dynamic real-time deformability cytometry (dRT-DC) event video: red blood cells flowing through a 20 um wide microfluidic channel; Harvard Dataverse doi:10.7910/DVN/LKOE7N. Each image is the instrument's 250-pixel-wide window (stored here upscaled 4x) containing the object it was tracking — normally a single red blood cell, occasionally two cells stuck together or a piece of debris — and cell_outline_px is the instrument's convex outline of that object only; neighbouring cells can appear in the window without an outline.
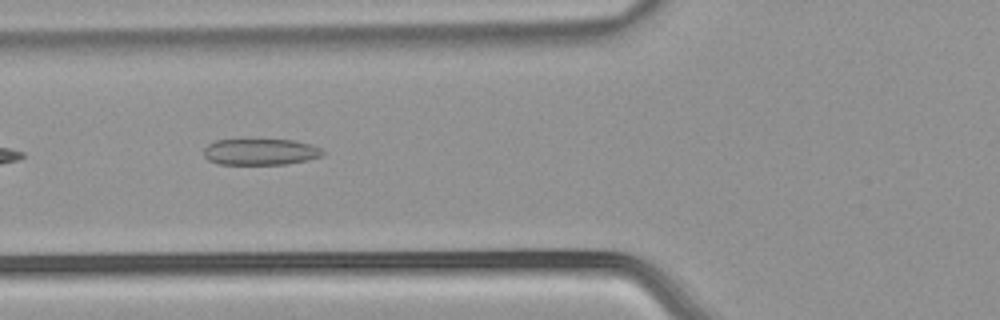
{"species": "common noctule bat (a hibernating species)", "species_latin": "Nyctalus noctula", "temperature_condition": "warm", "stored_images_in_passage": 4, "camera_frame_rate_fps": 3000, "um_per_image_px": 0.085, "animal": {"sex": "male", "body_mass_g": 21.5, "forearm_length_mm": 52.0}, "frame": {"image": 1, "passage_image": 4, "time_ms": 1.0, "image_size_px": [1000, 320], "cell_outline_px": [[324, 156], [284, 164], [220, 164], [208, 160], [204, 156], [204, 148], [208, 144], [216, 140], [292, 140], [312, 144], [320, 148], [324, 152]], "centroid_in_image_um": [22.13, 12.9], "position_along_channel_um": 103.7, "area_um2": 18.09}}